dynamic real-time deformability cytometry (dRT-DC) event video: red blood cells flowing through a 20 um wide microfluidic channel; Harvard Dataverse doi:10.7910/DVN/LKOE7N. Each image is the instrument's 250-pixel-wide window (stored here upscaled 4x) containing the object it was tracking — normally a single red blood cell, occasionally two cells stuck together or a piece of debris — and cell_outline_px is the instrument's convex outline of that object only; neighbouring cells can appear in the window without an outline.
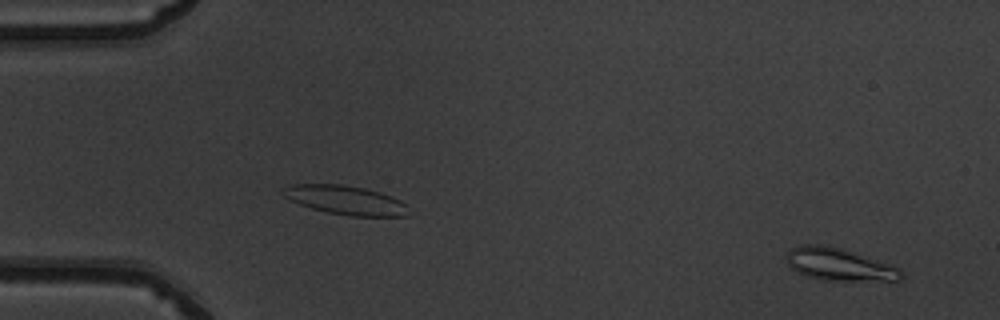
{"species": "common noctule bat (a hibernating species)", "species_latin": "Nyctalus noctula", "temperature_condition": "warm", "stored_images_in_passage": 51, "camera_frame_rate_fps": 3000, "um_per_image_px": 0.085, "animal": {"sex": "male", "body_mass_g": 19.5, "forearm_length_mm": 54.6}, "frame": {"image": 1, "passage_image": 3, "time_ms": 0.667, "image_size_px": [1000, 320], "cell_outline_px": [[904, 276], [900, 280], [824, 280], [808, 276], [796, 272], [788, 264], [784, 256], [792, 248], [800, 244], [820, 244], [840, 248], [892, 264], [900, 268], [904, 272]], "centroid_in_image_um": [71.33, 22.47], "position_along_channel_um": 13.7, "area_um2": 21.73}}
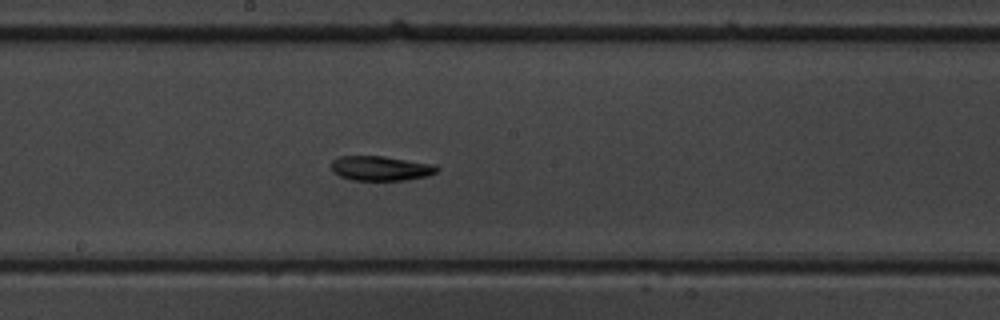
{"frame": {"image": 2, "passage_image": 28, "time_ms": 9.0, "image_size_px": [1000, 320], "cell_outline_px": [[440, 168], [436, 172], [428, 176], [404, 180], [352, 180], [340, 176], [332, 172], [332, 160], [340, 156], [384, 156], [436, 164]], "centroid_in_image_um": [32.39, 14.3], "position_along_channel_um": 215.8, "area_um2": 15.32}}
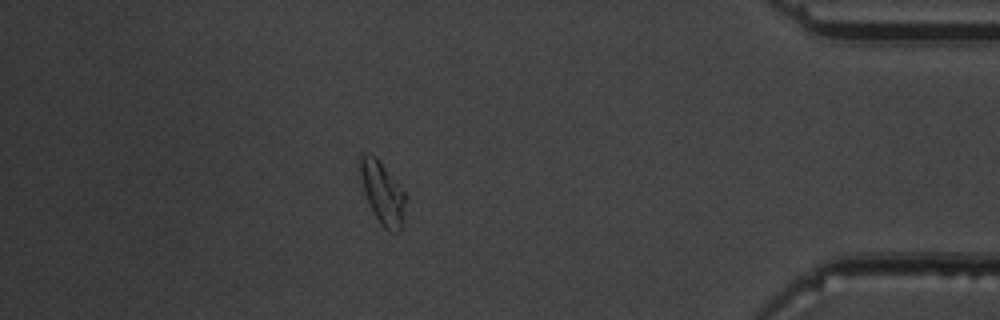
{"frame": {"image": 3, "passage_image": 45, "time_ms": 14.667, "image_size_px": [1000, 320], "cell_outline_px": [[408, 196], [400, 232], [388, 232], [380, 224], [372, 212], [364, 192], [360, 176], [360, 156], [364, 152], [368, 152], [376, 156], [400, 184]], "centroid_in_image_um": [32.54, 16.4], "position_along_channel_um": 402.7, "area_um2": 17.05}, "authors_computed_cell_mechanics": {"area_um2": 16.1262, "velocity_mm_per_s": 3.9821, "shape_relaxation_time_tau1_ms": 5.1743, "shape_relaxation_time_tau2_ms": 8.6765, "deformation_change_tau1": 0.1755, "deformation_change_tau2": 0.1462}}